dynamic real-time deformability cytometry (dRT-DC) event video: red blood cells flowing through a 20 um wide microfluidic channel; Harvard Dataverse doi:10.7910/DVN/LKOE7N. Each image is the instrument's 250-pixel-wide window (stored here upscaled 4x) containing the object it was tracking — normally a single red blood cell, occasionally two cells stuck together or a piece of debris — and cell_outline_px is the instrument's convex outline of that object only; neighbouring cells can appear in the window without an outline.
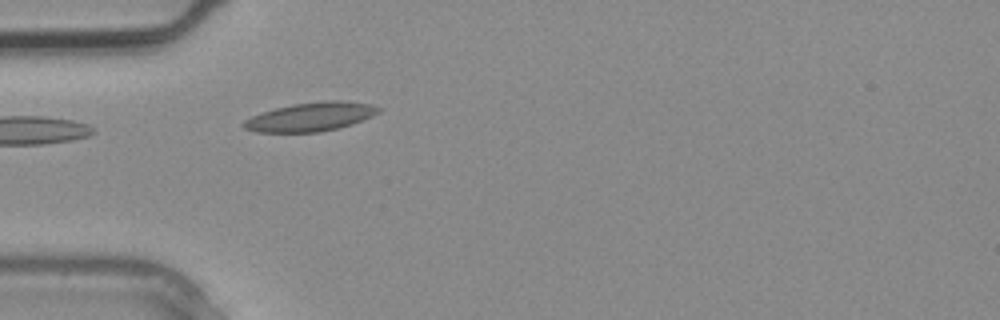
{"species": "common noctule bat (a hibernating species)", "species_latin": "Nyctalus noctula", "temperature_condition": "warm", "stored_images_in_passage": 3, "camera_frame_rate_fps": 3000, "um_per_image_px": 0.085, "animal": {"sex": "male", "body_mass_g": 20.4}, "frame": {"image": 1, "passage_image": 3, "time_ms": 0.667, "image_size_px": [1000, 320], "cell_outline_px": [[384, 108], [380, 112], [372, 116], [352, 124], [320, 132], [256, 132], [244, 128], [240, 124], [244, 120], [252, 116], [276, 108], [292, 104], [324, 100], [344, 100], [372, 104]], "centroid_in_image_um": [26.44, 9.91], "position_along_channel_um": 58.6, "area_um2": 22.77}}